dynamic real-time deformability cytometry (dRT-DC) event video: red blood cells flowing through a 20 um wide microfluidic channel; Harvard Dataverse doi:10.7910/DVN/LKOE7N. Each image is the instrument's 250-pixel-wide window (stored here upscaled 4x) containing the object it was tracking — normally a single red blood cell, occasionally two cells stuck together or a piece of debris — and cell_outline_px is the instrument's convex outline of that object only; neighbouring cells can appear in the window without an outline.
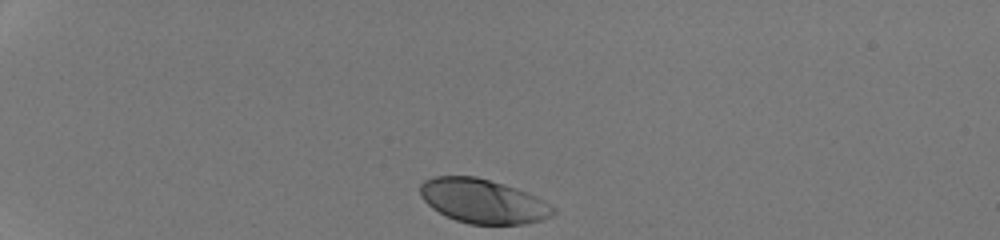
{"species": "human", "species_latin": "Homo sapiens", "temperature_condition": "room temperature", "stored_images_in_passage": 32, "camera_frame_rate_fps": 3000, "um_per_image_px": 0.085, "donor": {"sex": "male"}, "frame": {"image": 1, "passage_image": 1, "time_ms": 0.0, "image_size_px": [1000, 240], "cell_outline_px": [[556, 212], [552, 216], [540, 220], [524, 224], [468, 224], [456, 220], [432, 208], [420, 196], [420, 184], [424, 180], [432, 176], [476, 176], [504, 184], [528, 192], [536, 196], [556, 208]], "centroid_in_image_um": [41.06, 17.09], "position_along_channel_um": 43.9, "area_um2": 34.33}}
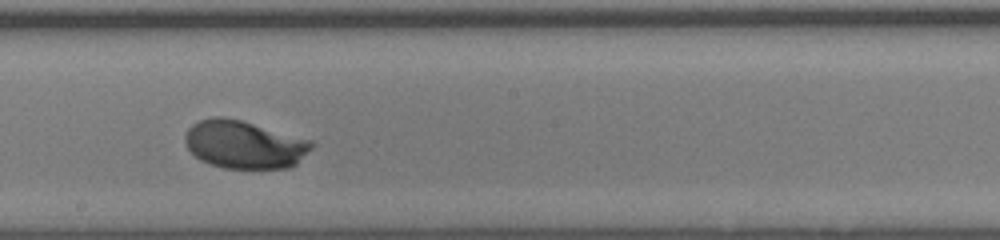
{"frame": {"image": 2, "passage_image": 19, "time_ms": 6.0, "image_size_px": [1000, 240], "cell_outline_px": [[316, 144], [296, 164], [288, 168], [224, 168], [200, 160], [184, 144], [184, 136], [188, 128], [192, 124], [200, 120], [212, 116], [224, 116], [240, 120], [312, 140]], "centroid_in_image_um": [20.75, 12.27], "position_along_channel_um": 227.4, "area_um2": 35.37}}
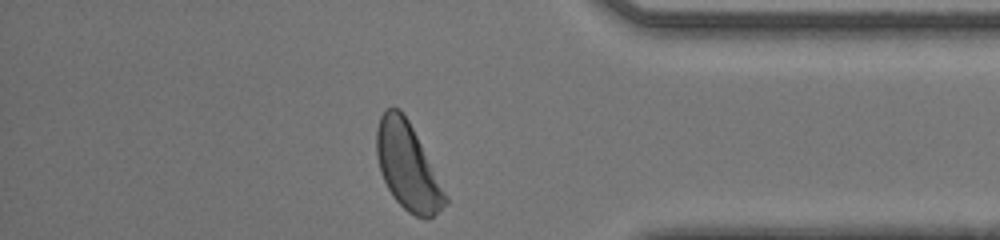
{"frame": {"image": 3, "passage_image": 32, "time_ms": 10.333, "image_size_px": [1000, 240], "cell_outline_px": [[448, 204], [428, 220], [416, 216], [408, 212], [392, 196], [380, 172], [376, 156], [376, 128], [380, 116], [384, 108], [392, 104], [400, 108], [408, 120], [448, 196]], "centroid_in_image_um": [34.63, 14.12], "position_along_channel_um": 400.6, "area_um2": 34.91}, "authors_computed_cell_mechanics": {"area_um2": 35.0846, "velocity_mm_per_s": 4.2398, "shape_relaxation_time_tau1_ms": 1.7985, "shape_relaxation_time_tau2_ms": null, "deformation_change_tau1": 0.1433, "deformation_change_tau2": null}}